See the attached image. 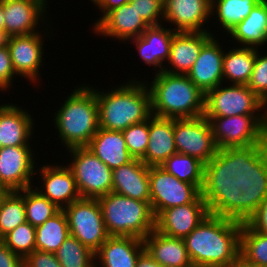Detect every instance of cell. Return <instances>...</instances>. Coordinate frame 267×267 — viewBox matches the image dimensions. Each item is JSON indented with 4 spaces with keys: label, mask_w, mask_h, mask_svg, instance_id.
Instances as JSON below:
<instances>
[{
    "label": "cell",
    "mask_w": 267,
    "mask_h": 267,
    "mask_svg": "<svg viewBox=\"0 0 267 267\" xmlns=\"http://www.w3.org/2000/svg\"><path fill=\"white\" fill-rule=\"evenodd\" d=\"M243 217L227 195L183 238L193 267H232L240 261Z\"/></svg>",
    "instance_id": "1"
},
{
    "label": "cell",
    "mask_w": 267,
    "mask_h": 267,
    "mask_svg": "<svg viewBox=\"0 0 267 267\" xmlns=\"http://www.w3.org/2000/svg\"><path fill=\"white\" fill-rule=\"evenodd\" d=\"M214 141L223 156L237 169H251L263 149L266 115H235L207 118Z\"/></svg>",
    "instance_id": "2"
},
{
    "label": "cell",
    "mask_w": 267,
    "mask_h": 267,
    "mask_svg": "<svg viewBox=\"0 0 267 267\" xmlns=\"http://www.w3.org/2000/svg\"><path fill=\"white\" fill-rule=\"evenodd\" d=\"M131 77L122 85L112 86L107 91H100L93 86L98 105L99 128L122 132L152 116L151 96L145 83L146 77L144 80L139 76Z\"/></svg>",
    "instance_id": "3"
},
{
    "label": "cell",
    "mask_w": 267,
    "mask_h": 267,
    "mask_svg": "<svg viewBox=\"0 0 267 267\" xmlns=\"http://www.w3.org/2000/svg\"><path fill=\"white\" fill-rule=\"evenodd\" d=\"M66 96L53 114L58 140L65 150L86 147L99 129L98 105L93 86L82 84ZM87 85V86H86Z\"/></svg>",
    "instance_id": "4"
},
{
    "label": "cell",
    "mask_w": 267,
    "mask_h": 267,
    "mask_svg": "<svg viewBox=\"0 0 267 267\" xmlns=\"http://www.w3.org/2000/svg\"><path fill=\"white\" fill-rule=\"evenodd\" d=\"M146 82L151 96L152 115L162 118H196L204 115L205 94L187 75L165 71Z\"/></svg>",
    "instance_id": "5"
},
{
    "label": "cell",
    "mask_w": 267,
    "mask_h": 267,
    "mask_svg": "<svg viewBox=\"0 0 267 267\" xmlns=\"http://www.w3.org/2000/svg\"><path fill=\"white\" fill-rule=\"evenodd\" d=\"M174 138L177 153L199 159L228 188L232 185L238 170L219 151L207 118L174 119Z\"/></svg>",
    "instance_id": "6"
},
{
    "label": "cell",
    "mask_w": 267,
    "mask_h": 267,
    "mask_svg": "<svg viewBox=\"0 0 267 267\" xmlns=\"http://www.w3.org/2000/svg\"><path fill=\"white\" fill-rule=\"evenodd\" d=\"M105 229L109 236L144 239L155 229L150 202L132 199L115 192L98 198Z\"/></svg>",
    "instance_id": "7"
},
{
    "label": "cell",
    "mask_w": 267,
    "mask_h": 267,
    "mask_svg": "<svg viewBox=\"0 0 267 267\" xmlns=\"http://www.w3.org/2000/svg\"><path fill=\"white\" fill-rule=\"evenodd\" d=\"M228 195L238 205L243 220L253 230L267 235V177L252 169H240Z\"/></svg>",
    "instance_id": "8"
},
{
    "label": "cell",
    "mask_w": 267,
    "mask_h": 267,
    "mask_svg": "<svg viewBox=\"0 0 267 267\" xmlns=\"http://www.w3.org/2000/svg\"><path fill=\"white\" fill-rule=\"evenodd\" d=\"M235 115H266V104L247 85L223 83L205 93V118Z\"/></svg>",
    "instance_id": "9"
},
{
    "label": "cell",
    "mask_w": 267,
    "mask_h": 267,
    "mask_svg": "<svg viewBox=\"0 0 267 267\" xmlns=\"http://www.w3.org/2000/svg\"><path fill=\"white\" fill-rule=\"evenodd\" d=\"M66 165L72 171L81 198L98 199L112 192V170L87 147L67 149ZM69 161V162H68Z\"/></svg>",
    "instance_id": "10"
},
{
    "label": "cell",
    "mask_w": 267,
    "mask_h": 267,
    "mask_svg": "<svg viewBox=\"0 0 267 267\" xmlns=\"http://www.w3.org/2000/svg\"><path fill=\"white\" fill-rule=\"evenodd\" d=\"M228 195L202 193L193 203L173 206L155 218V229L170 237L184 238Z\"/></svg>",
    "instance_id": "11"
},
{
    "label": "cell",
    "mask_w": 267,
    "mask_h": 267,
    "mask_svg": "<svg viewBox=\"0 0 267 267\" xmlns=\"http://www.w3.org/2000/svg\"><path fill=\"white\" fill-rule=\"evenodd\" d=\"M51 24L49 21L48 25L43 28L45 30L41 32L11 36L7 46L15 74L21 79L24 78L31 84L33 83V88L41 86L39 85L42 80L40 70H43V66L46 65L44 64L46 61L43 62L45 60L44 41L48 38L52 40L51 37L55 36V33L52 32L54 27H50ZM35 84L38 85L35 86Z\"/></svg>",
    "instance_id": "12"
},
{
    "label": "cell",
    "mask_w": 267,
    "mask_h": 267,
    "mask_svg": "<svg viewBox=\"0 0 267 267\" xmlns=\"http://www.w3.org/2000/svg\"><path fill=\"white\" fill-rule=\"evenodd\" d=\"M63 211L67 216L70 235L94 253L109 237L98 199L80 198Z\"/></svg>",
    "instance_id": "13"
},
{
    "label": "cell",
    "mask_w": 267,
    "mask_h": 267,
    "mask_svg": "<svg viewBox=\"0 0 267 267\" xmlns=\"http://www.w3.org/2000/svg\"><path fill=\"white\" fill-rule=\"evenodd\" d=\"M149 183L155 218L170 207L193 203L203 193L196 185L180 181L160 166L149 167Z\"/></svg>",
    "instance_id": "14"
},
{
    "label": "cell",
    "mask_w": 267,
    "mask_h": 267,
    "mask_svg": "<svg viewBox=\"0 0 267 267\" xmlns=\"http://www.w3.org/2000/svg\"><path fill=\"white\" fill-rule=\"evenodd\" d=\"M33 146L0 149V187L4 191H20L34 184L35 168L39 165Z\"/></svg>",
    "instance_id": "15"
},
{
    "label": "cell",
    "mask_w": 267,
    "mask_h": 267,
    "mask_svg": "<svg viewBox=\"0 0 267 267\" xmlns=\"http://www.w3.org/2000/svg\"><path fill=\"white\" fill-rule=\"evenodd\" d=\"M47 163L40 165L39 168L38 165L36 166L35 177L39 173L40 178H38L39 182L34 183L37 185H33V188L63 210L79 200L81 195L72 171L66 164H63L64 162Z\"/></svg>",
    "instance_id": "16"
},
{
    "label": "cell",
    "mask_w": 267,
    "mask_h": 267,
    "mask_svg": "<svg viewBox=\"0 0 267 267\" xmlns=\"http://www.w3.org/2000/svg\"><path fill=\"white\" fill-rule=\"evenodd\" d=\"M2 1L4 30L10 36L30 35L41 32L40 28L48 25L47 20L50 21V16L48 15L50 10H47L50 9L48 0Z\"/></svg>",
    "instance_id": "17"
},
{
    "label": "cell",
    "mask_w": 267,
    "mask_h": 267,
    "mask_svg": "<svg viewBox=\"0 0 267 267\" xmlns=\"http://www.w3.org/2000/svg\"><path fill=\"white\" fill-rule=\"evenodd\" d=\"M163 5V22L175 32L210 31L211 0H164Z\"/></svg>",
    "instance_id": "18"
},
{
    "label": "cell",
    "mask_w": 267,
    "mask_h": 267,
    "mask_svg": "<svg viewBox=\"0 0 267 267\" xmlns=\"http://www.w3.org/2000/svg\"><path fill=\"white\" fill-rule=\"evenodd\" d=\"M160 167L180 181L196 185L203 193H228L229 188L199 159L175 153Z\"/></svg>",
    "instance_id": "19"
},
{
    "label": "cell",
    "mask_w": 267,
    "mask_h": 267,
    "mask_svg": "<svg viewBox=\"0 0 267 267\" xmlns=\"http://www.w3.org/2000/svg\"><path fill=\"white\" fill-rule=\"evenodd\" d=\"M148 27L135 5L129 2L108 12L91 30L96 36L117 39L125 44L142 35Z\"/></svg>",
    "instance_id": "20"
},
{
    "label": "cell",
    "mask_w": 267,
    "mask_h": 267,
    "mask_svg": "<svg viewBox=\"0 0 267 267\" xmlns=\"http://www.w3.org/2000/svg\"><path fill=\"white\" fill-rule=\"evenodd\" d=\"M212 36L201 48L187 76L204 94L223 84V42Z\"/></svg>",
    "instance_id": "21"
},
{
    "label": "cell",
    "mask_w": 267,
    "mask_h": 267,
    "mask_svg": "<svg viewBox=\"0 0 267 267\" xmlns=\"http://www.w3.org/2000/svg\"><path fill=\"white\" fill-rule=\"evenodd\" d=\"M18 105L0 102V149L33 146V143H30L36 132L34 116L29 110Z\"/></svg>",
    "instance_id": "22"
},
{
    "label": "cell",
    "mask_w": 267,
    "mask_h": 267,
    "mask_svg": "<svg viewBox=\"0 0 267 267\" xmlns=\"http://www.w3.org/2000/svg\"><path fill=\"white\" fill-rule=\"evenodd\" d=\"M175 31L168 25L159 24L149 26L143 33L137 38L129 40L127 43H133V47L137 50V56L140 57L142 65L151 66L155 71L152 74L160 73L164 70V64H166L170 46ZM156 69V70H155Z\"/></svg>",
    "instance_id": "23"
},
{
    "label": "cell",
    "mask_w": 267,
    "mask_h": 267,
    "mask_svg": "<svg viewBox=\"0 0 267 267\" xmlns=\"http://www.w3.org/2000/svg\"><path fill=\"white\" fill-rule=\"evenodd\" d=\"M208 32H175L170 46L169 58L164 70L171 74L187 75L203 45L217 34ZM169 64V65H168Z\"/></svg>",
    "instance_id": "24"
},
{
    "label": "cell",
    "mask_w": 267,
    "mask_h": 267,
    "mask_svg": "<svg viewBox=\"0 0 267 267\" xmlns=\"http://www.w3.org/2000/svg\"><path fill=\"white\" fill-rule=\"evenodd\" d=\"M144 251L141 238L109 236L95 252V267H135Z\"/></svg>",
    "instance_id": "25"
},
{
    "label": "cell",
    "mask_w": 267,
    "mask_h": 267,
    "mask_svg": "<svg viewBox=\"0 0 267 267\" xmlns=\"http://www.w3.org/2000/svg\"><path fill=\"white\" fill-rule=\"evenodd\" d=\"M112 192L150 202L149 166L139 159L112 170Z\"/></svg>",
    "instance_id": "26"
},
{
    "label": "cell",
    "mask_w": 267,
    "mask_h": 267,
    "mask_svg": "<svg viewBox=\"0 0 267 267\" xmlns=\"http://www.w3.org/2000/svg\"><path fill=\"white\" fill-rule=\"evenodd\" d=\"M175 153L174 118L152 115L149 118V141L141 161L149 167L161 166Z\"/></svg>",
    "instance_id": "27"
},
{
    "label": "cell",
    "mask_w": 267,
    "mask_h": 267,
    "mask_svg": "<svg viewBox=\"0 0 267 267\" xmlns=\"http://www.w3.org/2000/svg\"><path fill=\"white\" fill-rule=\"evenodd\" d=\"M143 243L145 251L165 267H193L183 238L170 237L154 229Z\"/></svg>",
    "instance_id": "28"
},
{
    "label": "cell",
    "mask_w": 267,
    "mask_h": 267,
    "mask_svg": "<svg viewBox=\"0 0 267 267\" xmlns=\"http://www.w3.org/2000/svg\"><path fill=\"white\" fill-rule=\"evenodd\" d=\"M228 37L231 39L225 41L228 45L231 41L230 45L263 49L261 46L267 44V0L259 2L249 15L230 31Z\"/></svg>",
    "instance_id": "29"
},
{
    "label": "cell",
    "mask_w": 267,
    "mask_h": 267,
    "mask_svg": "<svg viewBox=\"0 0 267 267\" xmlns=\"http://www.w3.org/2000/svg\"><path fill=\"white\" fill-rule=\"evenodd\" d=\"M86 147L111 170L134 159L129 153L124 136L120 131L99 128Z\"/></svg>",
    "instance_id": "30"
},
{
    "label": "cell",
    "mask_w": 267,
    "mask_h": 267,
    "mask_svg": "<svg viewBox=\"0 0 267 267\" xmlns=\"http://www.w3.org/2000/svg\"><path fill=\"white\" fill-rule=\"evenodd\" d=\"M223 55V81L226 84L247 85L254 68L257 48L234 46Z\"/></svg>",
    "instance_id": "31"
},
{
    "label": "cell",
    "mask_w": 267,
    "mask_h": 267,
    "mask_svg": "<svg viewBox=\"0 0 267 267\" xmlns=\"http://www.w3.org/2000/svg\"><path fill=\"white\" fill-rule=\"evenodd\" d=\"M261 1L262 0H211L210 20H213L214 25L216 24L215 27H217V25L219 26L220 32L223 29L221 32L222 36H227Z\"/></svg>",
    "instance_id": "32"
},
{
    "label": "cell",
    "mask_w": 267,
    "mask_h": 267,
    "mask_svg": "<svg viewBox=\"0 0 267 267\" xmlns=\"http://www.w3.org/2000/svg\"><path fill=\"white\" fill-rule=\"evenodd\" d=\"M69 234L67 216L63 210H60L52 218L36 227V250L54 253Z\"/></svg>",
    "instance_id": "33"
},
{
    "label": "cell",
    "mask_w": 267,
    "mask_h": 267,
    "mask_svg": "<svg viewBox=\"0 0 267 267\" xmlns=\"http://www.w3.org/2000/svg\"><path fill=\"white\" fill-rule=\"evenodd\" d=\"M240 262L249 267H267V235L253 230L244 220L240 234Z\"/></svg>",
    "instance_id": "34"
},
{
    "label": "cell",
    "mask_w": 267,
    "mask_h": 267,
    "mask_svg": "<svg viewBox=\"0 0 267 267\" xmlns=\"http://www.w3.org/2000/svg\"><path fill=\"white\" fill-rule=\"evenodd\" d=\"M26 222L25 189L0 195V239Z\"/></svg>",
    "instance_id": "35"
},
{
    "label": "cell",
    "mask_w": 267,
    "mask_h": 267,
    "mask_svg": "<svg viewBox=\"0 0 267 267\" xmlns=\"http://www.w3.org/2000/svg\"><path fill=\"white\" fill-rule=\"evenodd\" d=\"M54 254L61 267H95V253L70 234Z\"/></svg>",
    "instance_id": "36"
},
{
    "label": "cell",
    "mask_w": 267,
    "mask_h": 267,
    "mask_svg": "<svg viewBox=\"0 0 267 267\" xmlns=\"http://www.w3.org/2000/svg\"><path fill=\"white\" fill-rule=\"evenodd\" d=\"M61 209L48 198L41 195L32 187L25 188V215L26 222L33 227L42 225L46 220L52 218Z\"/></svg>",
    "instance_id": "37"
},
{
    "label": "cell",
    "mask_w": 267,
    "mask_h": 267,
    "mask_svg": "<svg viewBox=\"0 0 267 267\" xmlns=\"http://www.w3.org/2000/svg\"><path fill=\"white\" fill-rule=\"evenodd\" d=\"M36 228L29 222L18 225L14 230L6 234L1 240L15 254L23 259L36 250Z\"/></svg>",
    "instance_id": "38"
},
{
    "label": "cell",
    "mask_w": 267,
    "mask_h": 267,
    "mask_svg": "<svg viewBox=\"0 0 267 267\" xmlns=\"http://www.w3.org/2000/svg\"><path fill=\"white\" fill-rule=\"evenodd\" d=\"M127 149L134 159L141 160L149 141V119L133 124L122 131Z\"/></svg>",
    "instance_id": "39"
},
{
    "label": "cell",
    "mask_w": 267,
    "mask_h": 267,
    "mask_svg": "<svg viewBox=\"0 0 267 267\" xmlns=\"http://www.w3.org/2000/svg\"><path fill=\"white\" fill-rule=\"evenodd\" d=\"M257 48L253 71L247 87L267 105V51ZM260 54V55H259Z\"/></svg>",
    "instance_id": "40"
},
{
    "label": "cell",
    "mask_w": 267,
    "mask_h": 267,
    "mask_svg": "<svg viewBox=\"0 0 267 267\" xmlns=\"http://www.w3.org/2000/svg\"><path fill=\"white\" fill-rule=\"evenodd\" d=\"M135 5L138 14L151 25L163 24L164 21V0H130Z\"/></svg>",
    "instance_id": "41"
},
{
    "label": "cell",
    "mask_w": 267,
    "mask_h": 267,
    "mask_svg": "<svg viewBox=\"0 0 267 267\" xmlns=\"http://www.w3.org/2000/svg\"><path fill=\"white\" fill-rule=\"evenodd\" d=\"M16 77L18 79L12 66L8 47H0V93L3 92L4 95L9 93V89H13V85H15Z\"/></svg>",
    "instance_id": "42"
},
{
    "label": "cell",
    "mask_w": 267,
    "mask_h": 267,
    "mask_svg": "<svg viewBox=\"0 0 267 267\" xmlns=\"http://www.w3.org/2000/svg\"><path fill=\"white\" fill-rule=\"evenodd\" d=\"M24 267H61L53 252L32 251L23 259Z\"/></svg>",
    "instance_id": "43"
},
{
    "label": "cell",
    "mask_w": 267,
    "mask_h": 267,
    "mask_svg": "<svg viewBox=\"0 0 267 267\" xmlns=\"http://www.w3.org/2000/svg\"><path fill=\"white\" fill-rule=\"evenodd\" d=\"M0 267H24L23 258L11 251L0 239Z\"/></svg>",
    "instance_id": "44"
},
{
    "label": "cell",
    "mask_w": 267,
    "mask_h": 267,
    "mask_svg": "<svg viewBox=\"0 0 267 267\" xmlns=\"http://www.w3.org/2000/svg\"><path fill=\"white\" fill-rule=\"evenodd\" d=\"M130 0H98L93 6L96 9H99V15L100 13L102 15L99 16L98 19L94 22V25L91 26V29L110 11H112L115 8L120 7L121 5L125 3H129Z\"/></svg>",
    "instance_id": "45"
},
{
    "label": "cell",
    "mask_w": 267,
    "mask_h": 267,
    "mask_svg": "<svg viewBox=\"0 0 267 267\" xmlns=\"http://www.w3.org/2000/svg\"><path fill=\"white\" fill-rule=\"evenodd\" d=\"M251 169L256 173L267 177V124H264L262 153Z\"/></svg>",
    "instance_id": "46"
},
{
    "label": "cell",
    "mask_w": 267,
    "mask_h": 267,
    "mask_svg": "<svg viewBox=\"0 0 267 267\" xmlns=\"http://www.w3.org/2000/svg\"><path fill=\"white\" fill-rule=\"evenodd\" d=\"M135 267H165L156 262L146 251H144L138 258Z\"/></svg>",
    "instance_id": "47"
},
{
    "label": "cell",
    "mask_w": 267,
    "mask_h": 267,
    "mask_svg": "<svg viewBox=\"0 0 267 267\" xmlns=\"http://www.w3.org/2000/svg\"><path fill=\"white\" fill-rule=\"evenodd\" d=\"M11 36L4 30L0 31V47L8 46Z\"/></svg>",
    "instance_id": "48"
},
{
    "label": "cell",
    "mask_w": 267,
    "mask_h": 267,
    "mask_svg": "<svg viewBox=\"0 0 267 267\" xmlns=\"http://www.w3.org/2000/svg\"><path fill=\"white\" fill-rule=\"evenodd\" d=\"M0 31H4V12L2 0H0Z\"/></svg>",
    "instance_id": "49"
},
{
    "label": "cell",
    "mask_w": 267,
    "mask_h": 267,
    "mask_svg": "<svg viewBox=\"0 0 267 267\" xmlns=\"http://www.w3.org/2000/svg\"><path fill=\"white\" fill-rule=\"evenodd\" d=\"M232 267H249V266L244 265L242 262L239 261L237 264H235V265L232 266Z\"/></svg>",
    "instance_id": "50"
},
{
    "label": "cell",
    "mask_w": 267,
    "mask_h": 267,
    "mask_svg": "<svg viewBox=\"0 0 267 267\" xmlns=\"http://www.w3.org/2000/svg\"><path fill=\"white\" fill-rule=\"evenodd\" d=\"M264 124H267V105H266V119L264 121Z\"/></svg>",
    "instance_id": "51"
},
{
    "label": "cell",
    "mask_w": 267,
    "mask_h": 267,
    "mask_svg": "<svg viewBox=\"0 0 267 267\" xmlns=\"http://www.w3.org/2000/svg\"><path fill=\"white\" fill-rule=\"evenodd\" d=\"M89 1H92V2H89V3H93V5H94L98 0H89Z\"/></svg>",
    "instance_id": "52"
},
{
    "label": "cell",
    "mask_w": 267,
    "mask_h": 267,
    "mask_svg": "<svg viewBox=\"0 0 267 267\" xmlns=\"http://www.w3.org/2000/svg\"><path fill=\"white\" fill-rule=\"evenodd\" d=\"M4 192V190L0 187V195Z\"/></svg>",
    "instance_id": "53"
}]
</instances>
